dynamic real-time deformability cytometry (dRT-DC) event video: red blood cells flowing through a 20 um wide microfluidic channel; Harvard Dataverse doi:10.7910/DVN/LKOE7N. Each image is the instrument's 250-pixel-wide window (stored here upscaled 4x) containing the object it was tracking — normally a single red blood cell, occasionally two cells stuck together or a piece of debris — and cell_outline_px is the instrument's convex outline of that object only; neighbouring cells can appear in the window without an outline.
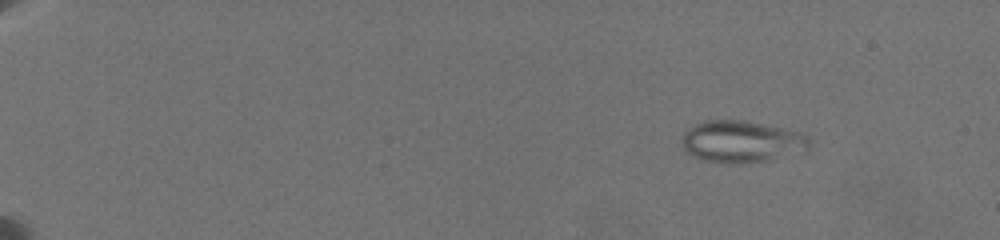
{"species": "common noctule bat (a hibernating species)", "species_latin": "Nyctalus noctula", "temperature_condition": "warm", "stored_images_in_passage": 86, "camera_frame_rate_fps": 3000, "um_per_image_px": 0.085, "animal": {"sex": "female", "body_mass_g": 19.5, "forearm_length_mm": 54.1}, "frame": {"image": 1, "passage_image": 5, "time_ms": 1.0, "image_size_px": [1000, 240], "cell_outline_px": [[808, 148], [804, 152], [760, 160], [704, 160], [692, 156], [684, 148], [680, 140], [684, 132], [688, 128], [704, 120], [744, 120], [780, 128], [796, 132], [808, 136]], "centroid_in_image_um": [62.98, 11.98], "position_along_channel_um": 22.0, "area_um2": 29.71}}
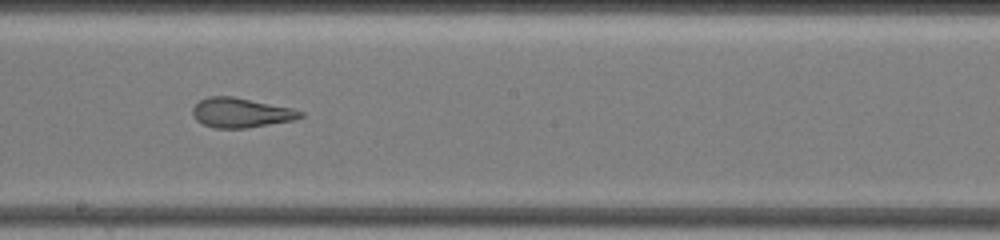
{"frame": {"image": 2, "passage_image": 44, "time_ms": 11.0, "image_size_px": [1000, 240], "cell_outline_px": [[304, 116], [292, 120], [248, 128], [216, 128], [204, 124], [196, 120], [192, 112], [192, 108], [200, 100], [208, 96], [232, 96], [292, 108], [304, 112]], "centroid_in_image_um": [20.47, 9.58], "position_along_channel_um": 227.7, "area_um2": 18.5}}
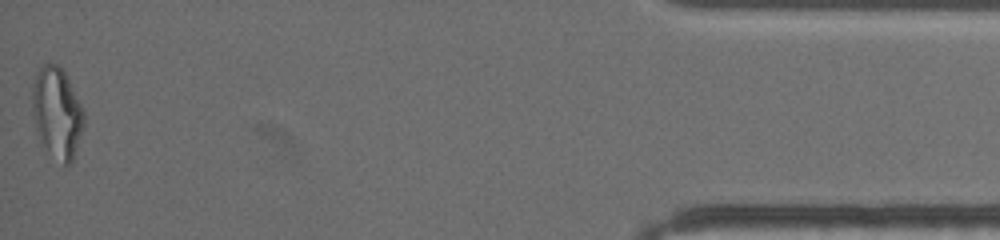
{"frame": {"image": 3, "passage_image": 85, "time_ms": 18.667, "image_size_px": [1000, 240], "cell_outline_px": [[84, 124], [72, 164], [64, 164], [44, 144], [36, 128], [32, 112], [32, 88], [36, 76], [40, 68], [44, 64], [56, 64], [64, 72], [84, 112]], "centroid_in_image_um": [4.85, 9.57], "position_along_channel_um": 430.3, "area_um2": 26.41}, "authors_computed_cell_mechanics": {"area_um2": 23.698, "velocity_mm_per_s": 3.5868, "shape_relaxation_time_tau1_ms": null, "shape_relaxation_time_tau2_ms": 1.3578, "deformation_change_tau1": null, "deformation_change_tau2": 0.1068}}